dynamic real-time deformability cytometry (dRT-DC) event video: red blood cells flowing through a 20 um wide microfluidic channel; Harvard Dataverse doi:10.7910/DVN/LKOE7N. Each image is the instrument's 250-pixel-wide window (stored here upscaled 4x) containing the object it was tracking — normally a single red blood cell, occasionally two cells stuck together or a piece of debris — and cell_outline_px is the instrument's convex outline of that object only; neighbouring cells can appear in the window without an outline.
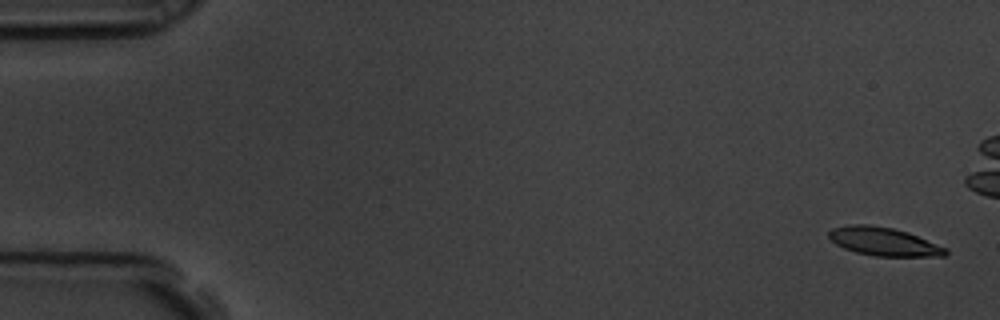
{"species": "common noctule bat (a hibernating species)", "species_latin": "Nyctalus noctula", "temperature_condition": "room temperature", "stored_images_in_passage": 17, "camera_frame_rate_fps": 3000, "um_per_image_px": 0.085, "animal": {"sex": "male", "body_mass_g": 19.5, "forearm_length_mm": 54.6}, "frame": {"image": 1, "passage_image": 1, "time_ms": 0.0, "image_size_px": [1000, 320], "cell_outline_px": [[948, 252], [944, 256], [876, 256], [856, 252], [844, 248], [836, 244], [828, 236], [828, 232], [832, 228], [848, 224], [868, 224], [892, 228], [908, 232], [948, 248]], "centroid_in_image_um": [75.12, 20.52], "position_along_channel_um": 9.9, "area_um2": 19.31}}
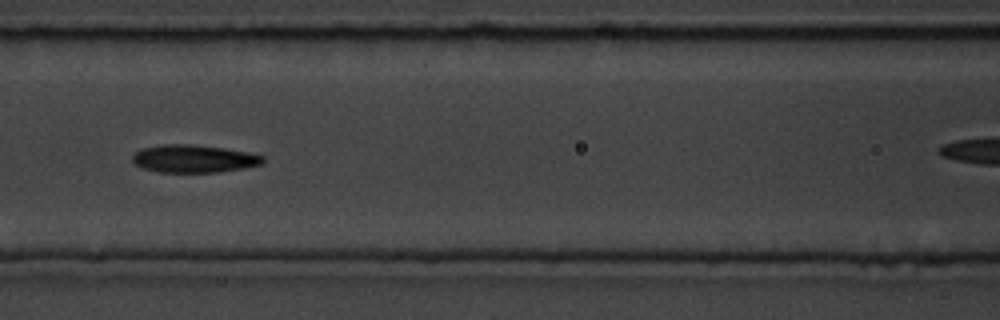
{"frame": {"image": 2, "passage_image": 8, "time_ms": 2.333, "image_size_px": [1000, 320], "cell_outline_px": [[264, 164], [244, 168], [216, 172], [160, 172], [144, 168], [136, 164], [132, 160], [132, 156], [136, 152], [144, 148], [164, 144], [188, 144], [224, 148], [248, 152], [264, 156]], "centroid_in_image_um": [16.51, 13.49], "position_along_channel_um": 150.1, "area_um2": 20.92}}